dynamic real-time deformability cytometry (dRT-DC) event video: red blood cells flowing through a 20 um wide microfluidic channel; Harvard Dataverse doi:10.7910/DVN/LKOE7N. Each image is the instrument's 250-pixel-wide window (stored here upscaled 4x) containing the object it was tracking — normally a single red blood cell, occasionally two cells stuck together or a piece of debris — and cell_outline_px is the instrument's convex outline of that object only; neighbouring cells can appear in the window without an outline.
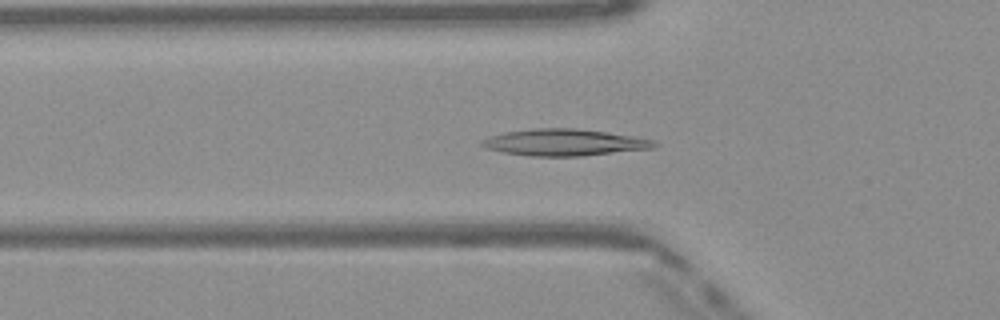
{"species": "Egyptian fruit bat (a non-hibernating species)", "species_latin": "Rousettus aegyptiacus", "temperature_condition": "warm", "stored_images_in_passage": 49, "camera_frame_rate_fps": 3000, "um_per_image_px": 0.085, "frame": {"image": 1, "passage_image": 16, "time_ms": 5.0, "image_size_px": [1000, 320], "cell_outline_px": [[660, 144], [652, 148], [580, 156], [528, 156], [504, 152], [488, 148], [480, 144], [480, 140], [488, 136], [504, 132], [532, 128], [576, 128], [608, 132], [636, 136], [656, 140]], "centroid_in_image_um": [47.98, 12.09], "position_along_channel_um": 77.8, "area_um2": 26.93}}
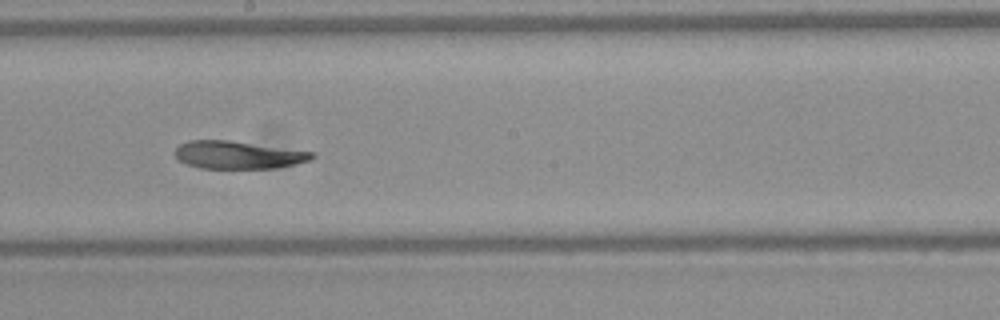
{"frame": {"image": 2, "passage_image": 27, "time_ms": 8.667, "image_size_px": [1000, 320], "cell_outline_px": [[316, 156], [312, 160], [296, 164], [276, 168], [200, 168], [188, 164], [180, 160], [176, 156], [176, 148], [180, 144], [188, 140], [228, 140], [316, 152]], "centroid_in_image_um": [20.3, 13.16], "position_along_channel_um": 227.9, "area_um2": 22.14}}
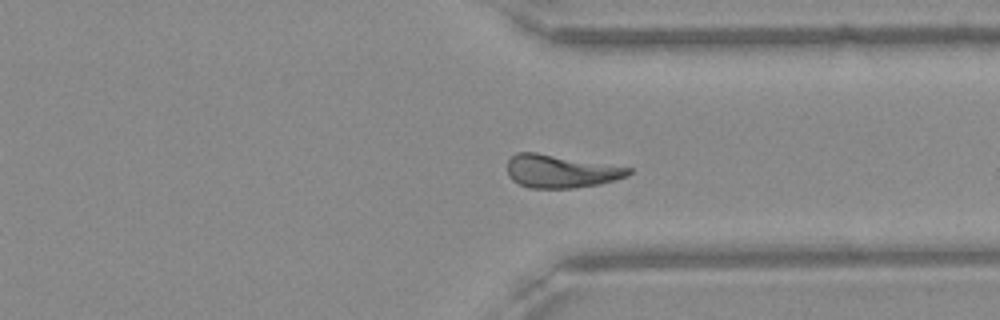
{"frame": {"image": 3, "passage_image": 37, "time_ms": 12.0, "image_size_px": [1000, 320], "cell_outline_px": [[632, 172], [628, 176], [616, 180], [600, 184], [572, 188], [528, 188], [512, 180], [508, 176], [508, 160], [516, 152], [536, 152], [632, 168]], "centroid_in_image_um": [47.66, 14.56], "position_along_channel_um": 363.7, "area_um2": 23.35}, "authors_computed_cell_mechanics": {"area_um2": 23.987, "velocity_mm_per_s": 4.0816, "shape_relaxation_time_tau1_ms": null, "shape_relaxation_time_tau2_ms": 6.6058, "deformation_change_tau1": null, "deformation_change_tau2": 0.135}}